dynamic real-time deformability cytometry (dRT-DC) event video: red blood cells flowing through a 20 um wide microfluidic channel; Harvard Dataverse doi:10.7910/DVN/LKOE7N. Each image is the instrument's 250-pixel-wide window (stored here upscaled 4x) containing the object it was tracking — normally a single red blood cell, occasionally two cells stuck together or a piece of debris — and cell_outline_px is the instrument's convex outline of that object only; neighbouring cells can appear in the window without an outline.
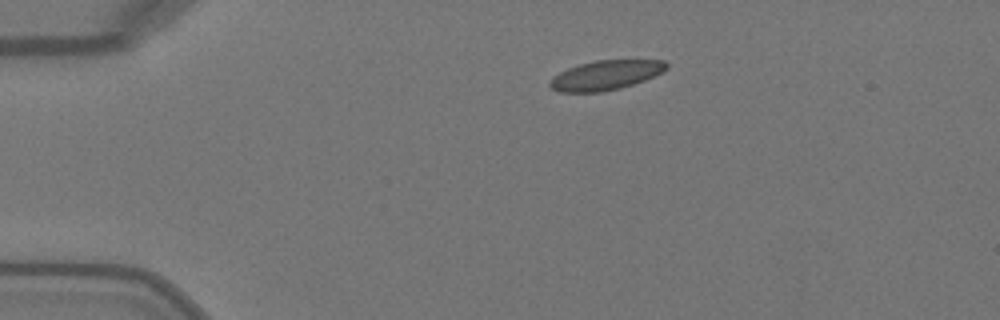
{"species": "Egyptian fruit bat (a non-hibernating species)", "species_latin": "Rousettus aegyptiacus", "temperature_condition": "warm", "stored_images_in_passage": 41, "camera_frame_rate_fps": 3000, "um_per_image_px": 0.085, "animal": {"sex": "female"}, "frame": {"image": 1, "passage_image": 1, "time_ms": 0.0, "image_size_px": [1000, 320], "cell_outline_px": [[668, 68], [644, 80], [620, 88], [600, 92], [560, 92], [552, 88], [548, 84], [548, 80], [552, 76], [568, 68], [580, 64], [596, 60], [664, 60], [668, 64]], "centroid_in_image_um": [51.44, 6.39], "position_along_channel_um": 33.6, "area_um2": 19.94}}
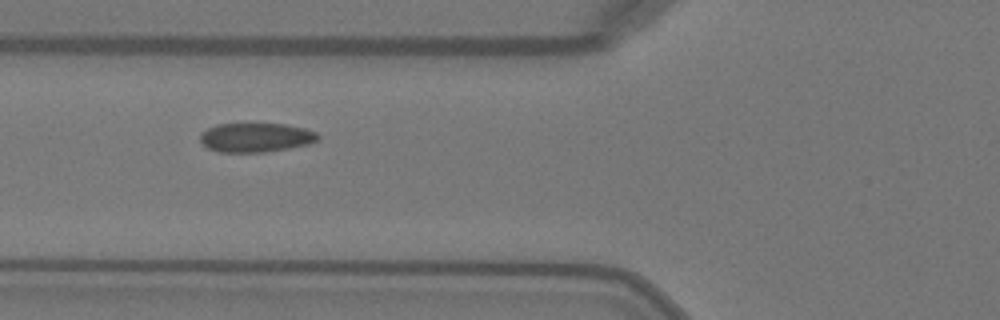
{"frame": {"image": 2, "passage_image": 10, "time_ms": 3.0, "image_size_px": [1000, 320], "cell_outline_px": [[320, 136], [316, 140], [308, 144], [288, 148], [264, 152], [220, 152], [208, 148], [200, 140], [200, 132], [216, 124], [284, 124], [304, 128], [316, 132]], "centroid_in_image_um": [21.72, 11.68], "position_along_channel_um": 104.1, "area_um2": 19.88}}
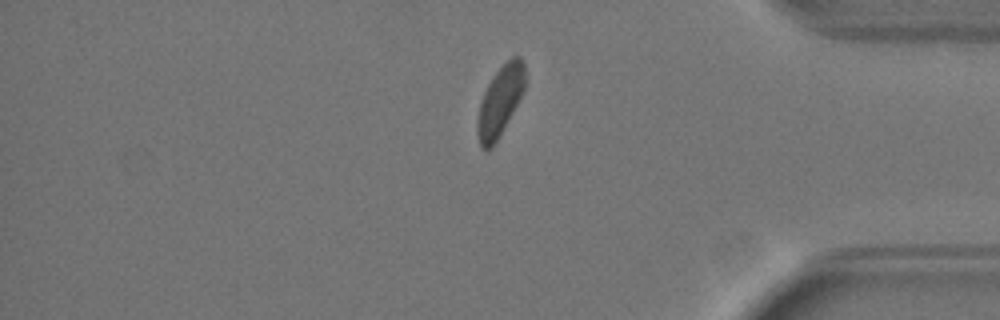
{"frame": {"image": 3, "passage_image": 33, "time_ms": 10.667, "image_size_px": [1000, 320], "cell_outline_px": [[524, 92], [492, 148], [484, 148], [480, 144], [476, 128], [476, 124], [480, 104], [484, 92], [492, 76], [512, 56], [520, 56], [524, 64]], "centroid_in_image_um": [42.5, 8.57], "position_along_channel_um": 392.7, "area_um2": 18.96}, "authors_computed_cell_mechanics": {"area_um2": 20.2878, "velocity_mm_per_s": 4.0511, "shape_relaxation_time_tau1_ms": 3.0994, "shape_relaxation_time_tau2_ms": null, "deformation_change_tau1": 0.094, "deformation_change_tau2": null}}